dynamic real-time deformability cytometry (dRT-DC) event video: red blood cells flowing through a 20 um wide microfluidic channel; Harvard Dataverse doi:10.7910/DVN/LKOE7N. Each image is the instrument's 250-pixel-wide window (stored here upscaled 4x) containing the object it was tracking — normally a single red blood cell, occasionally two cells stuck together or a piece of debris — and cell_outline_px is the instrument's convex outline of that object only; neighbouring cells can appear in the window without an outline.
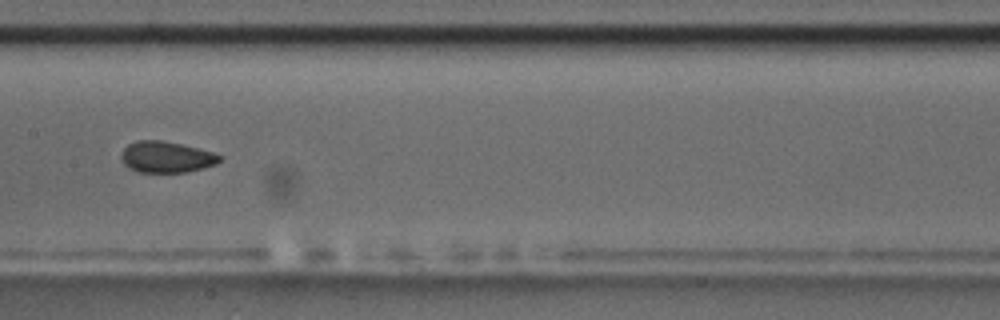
{"species": "common noctule bat (a hibernating species)", "species_latin": "Nyctalus noctula", "temperature_condition": "room temperature", "stored_images_in_passage": 9, "segment_of_instrument_passage": [2, 2], "camera_frame_rate_fps": 3000, "um_per_image_px": 0.085, "animal": {"sex": "male", "body_mass_g": 17.5, "forearm_length_mm": 52.3}, "frame": {"image": 1, "passage_image": 9, "time_ms": 9.333, "image_size_px": [1000, 320], "cell_outline_px": [[220, 160], [216, 164], [204, 168], [188, 172], [136, 172], [128, 168], [124, 164], [120, 156], [124, 148], [128, 144], [136, 140], [160, 140], [180, 144], [212, 152], [220, 156]], "centroid_in_image_um": [14.09, 13.35], "position_along_channel_um": 193.3, "area_um2": 17.86}}